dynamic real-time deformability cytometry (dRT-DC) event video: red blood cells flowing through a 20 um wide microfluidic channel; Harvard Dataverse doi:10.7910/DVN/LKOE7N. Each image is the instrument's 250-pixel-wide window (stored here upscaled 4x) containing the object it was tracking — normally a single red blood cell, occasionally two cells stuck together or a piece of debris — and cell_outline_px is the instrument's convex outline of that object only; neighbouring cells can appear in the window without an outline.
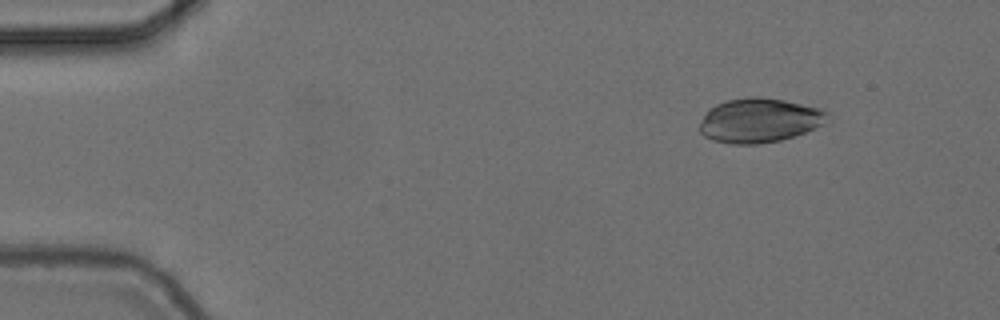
{"species": "common noctule bat (a hibernating species)", "species_latin": "Nyctalus noctula", "temperature_condition": "cold", "stored_images_in_passage": 4, "camera_frame_rate_fps": 3000, "um_per_image_px": 0.085, "animal": {"sex": "female", "body_mass_g": 24.6, "forearm_length_mm": 56.2}, "frame": {"image": 1, "passage_image": 1, "time_ms": 0.0, "image_size_px": [1000, 320], "cell_outline_px": [[832, 116], [820, 124], [804, 132], [780, 140], [760, 144], [732, 144], [712, 140], [704, 136], [700, 132], [700, 124], [708, 108], [716, 104], [728, 100], [752, 96], [760, 96], [784, 100], [820, 108], [828, 112]], "centroid_in_image_um": [64.52, 10.22], "position_along_channel_um": 20.5, "area_um2": 32.89}}